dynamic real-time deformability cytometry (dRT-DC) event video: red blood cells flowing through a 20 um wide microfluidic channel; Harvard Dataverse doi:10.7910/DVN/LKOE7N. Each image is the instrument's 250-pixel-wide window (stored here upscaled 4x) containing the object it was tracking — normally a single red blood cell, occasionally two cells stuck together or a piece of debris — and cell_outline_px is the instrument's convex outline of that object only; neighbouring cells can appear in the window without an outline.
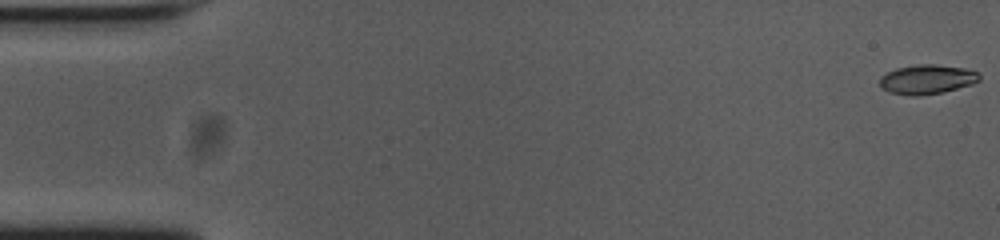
{"species": "common noctule bat (a hibernating species)", "species_latin": "Nyctalus noctula", "temperature_condition": "cold", "stored_images_in_passage": 55, "camera_frame_rate_fps": 3000, "um_per_image_px": 0.085, "animal": {"sex": "female", "body_mass_g": 23.0, "forearm_length_mm": 53.4}, "frame": {"image": 1, "passage_image": 1, "time_ms": 0.0, "image_size_px": [1000, 240], "cell_outline_px": [[980, 80], [972, 84], [944, 92], [916, 96], [912, 96], [888, 92], [880, 88], [880, 76], [896, 68], [920, 64], [936, 64], [964, 68], [980, 72]], "centroid_in_image_um": [78.8, 6.75], "position_along_channel_um": 6.2, "area_um2": 17.22}}
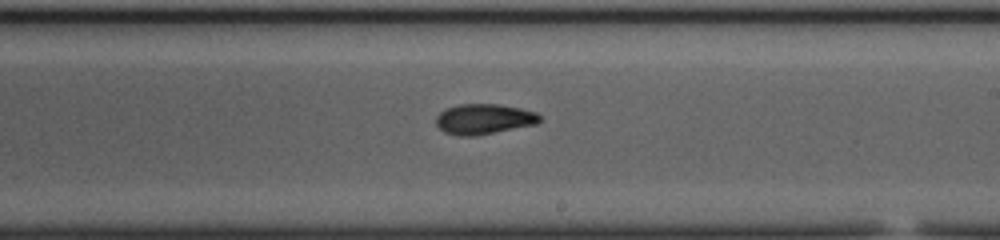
{"frame": {"image": 2, "passage_image": 32, "time_ms": 10.333, "image_size_px": [1000, 240], "cell_outline_px": [[540, 120], [536, 124], [476, 136], [456, 136], [444, 132], [436, 124], [436, 116], [440, 112], [448, 108], [460, 104], [500, 104], [520, 108], [536, 112], [540, 116]], "centroid_in_image_um": [41.12, 10.12], "position_along_channel_um": 247.9, "area_um2": 18.32}}
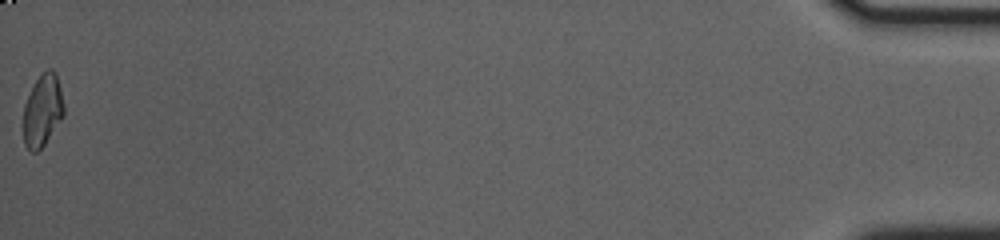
{"frame": {"image": 3, "passage_image": 55, "time_ms": 18.0, "image_size_px": [1000, 240], "cell_outline_px": [[64, 116], [44, 144], [36, 152], [32, 152], [24, 144], [24, 104], [36, 80], [48, 68], [52, 68], [56, 72], [64, 104]], "centroid_in_image_um": [3.63, 9.38], "position_along_channel_um": 431.6, "area_um2": 16.82}, "authors_computed_cell_mechanics": {"area_um2": 17.6868, "velocity_mm_per_s": 3.7535, "shape_relaxation_time_tau1_ms": null, "shape_relaxation_time_tau2_ms": 2.0164, "deformation_change_tau1": null, "deformation_change_tau2": 0.064}}